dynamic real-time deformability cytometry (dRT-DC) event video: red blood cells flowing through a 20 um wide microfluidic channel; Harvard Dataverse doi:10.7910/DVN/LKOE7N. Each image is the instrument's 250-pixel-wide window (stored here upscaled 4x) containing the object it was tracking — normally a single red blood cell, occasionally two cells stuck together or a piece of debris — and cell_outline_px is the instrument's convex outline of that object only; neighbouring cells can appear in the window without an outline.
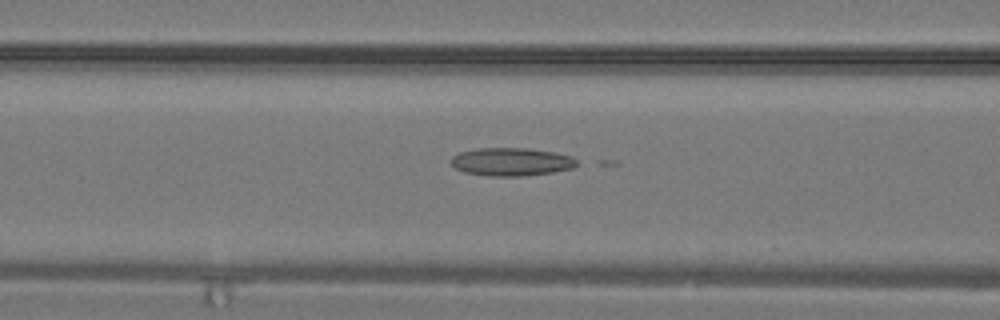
{"species": "common noctule bat (a hibernating species)", "species_latin": "Nyctalus noctula", "temperature_condition": "warm", "stored_images_in_passage": 32, "camera_frame_rate_fps": 3000, "um_per_image_px": 0.085, "animal": {"sex": "male", "body_mass_g": 19.2, "forearm_length_mm": 51.8}, "frame": {"image": 1, "passage_image": 14, "time_ms": 4.333, "image_size_px": [1000, 320], "cell_outline_px": [[576, 164], [572, 168], [552, 172], [524, 176], [488, 176], [464, 172], [456, 168], [452, 164], [452, 156], [460, 152], [476, 148], [528, 148], [556, 152], [572, 156], [576, 160]], "centroid_in_image_um": [43.46, 13.75], "position_along_channel_um": 123.1, "area_um2": 20.58}}
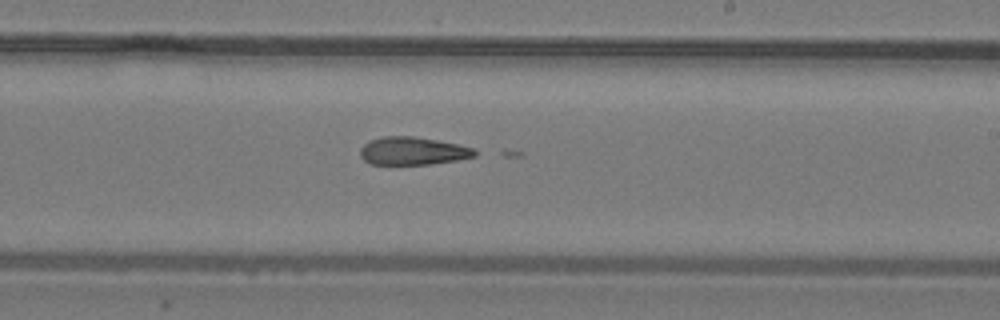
{"frame": {"image": 2, "passage_image": 20, "time_ms": 6.333, "image_size_px": [1000, 320], "cell_outline_px": [[476, 156], [456, 160], [432, 164], [368, 164], [360, 156], [360, 148], [364, 144], [372, 140], [384, 136], [412, 136], [436, 140], [476, 148]], "centroid_in_image_um": [35.08, 12.84], "position_along_channel_um": 253.9, "area_um2": 18.55}}
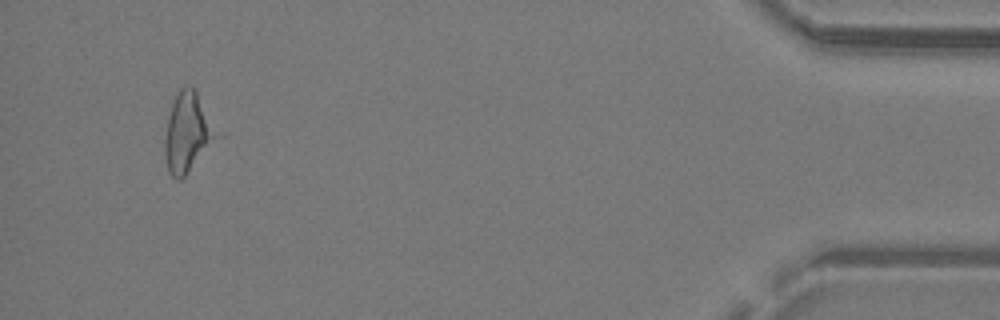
{"frame": {"image": 3, "passage_image": 31, "time_ms": 10.0, "image_size_px": [1000, 320], "cell_outline_px": [[224, 136], [180, 180], [176, 180], [168, 172], [164, 156], [164, 140], [168, 116], [172, 104], [180, 88], [196, 88], [224, 132]], "centroid_in_image_um": [16.08, 11.27], "position_along_channel_um": 419.1, "area_um2": 25.49}}